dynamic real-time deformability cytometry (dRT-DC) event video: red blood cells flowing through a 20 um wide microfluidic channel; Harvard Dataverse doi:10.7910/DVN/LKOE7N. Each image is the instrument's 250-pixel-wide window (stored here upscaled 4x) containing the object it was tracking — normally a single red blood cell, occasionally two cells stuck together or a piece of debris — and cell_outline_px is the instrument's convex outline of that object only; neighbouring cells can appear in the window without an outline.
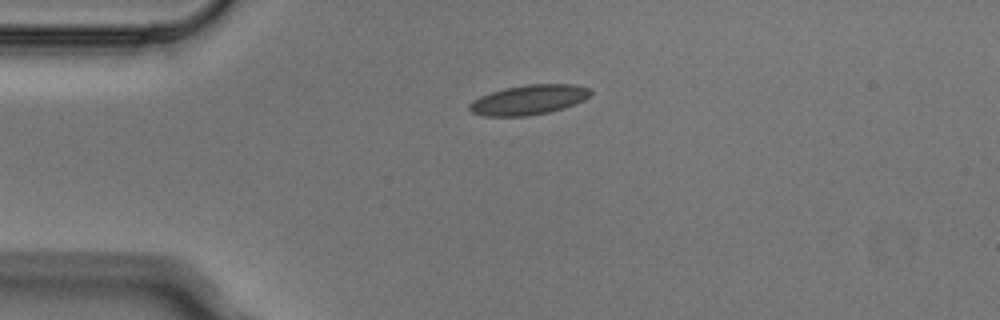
{"species": "Egyptian fruit bat (a non-hibernating species)", "species_latin": "Rousettus aegyptiacus", "temperature_condition": "cold", "stored_images_in_passage": 7, "camera_frame_rate_fps": 3000, "um_per_image_px": 0.085, "animal": {"sex": "male"}, "frame": {"image": 1, "passage_image": 1, "time_ms": 0.0, "image_size_px": [1000, 320], "cell_outline_px": [[592, 92], [584, 100], [564, 108], [548, 112], [528, 116], [484, 116], [472, 112], [468, 108], [468, 104], [472, 100], [480, 96], [504, 88], [528, 84], [572, 84], [592, 88]], "centroid_in_image_um": [44.94, 8.48], "position_along_channel_um": 40.1, "area_um2": 21.1}}
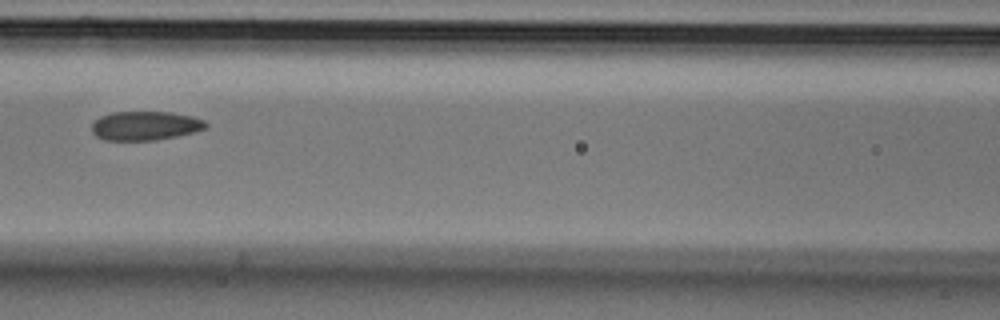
{"frame": {"image": 2, "passage_image": 4, "time_ms": 1.0, "image_size_px": [1000, 320], "cell_outline_px": [[208, 128], [176, 136], [156, 140], [104, 140], [96, 136], [92, 132], [92, 124], [100, 116], [112, 112], [172, 112], [192, 116], [204, 120], [208, 124]], "centroid_in_image_um": [12.35, 10.68], "position_along_channel_um": 154.3, "area_um2": 19.31}}
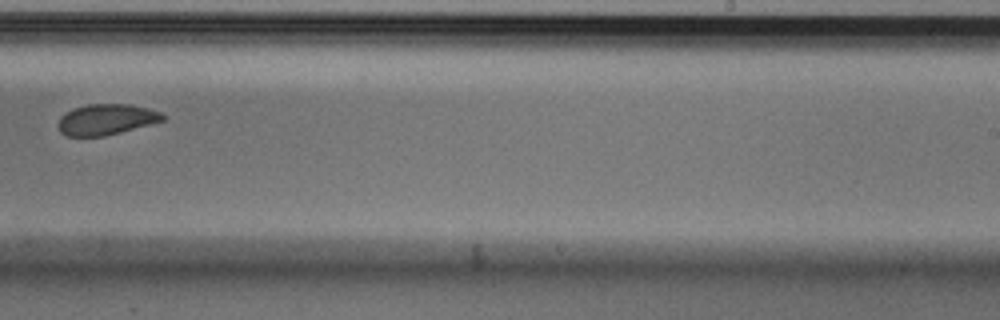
{"frame": {"image": 3, "passage_image": 7, "time_ms": 2.0, "image_size_px": [1000, 320], "cell_outline_px": [[164, 120], [120, 132], [104, 136], [64, 136], [60, 132], [56, 124], [60, 116], [64, 112], [72, 108], [88, 104], [132, 104], [148, 108], [160, 112], [164, 116]], "centroid_in_image_um": [8.96, 10.15], "position_along_channel_um": 280.0, "area_um2": 18.9}}